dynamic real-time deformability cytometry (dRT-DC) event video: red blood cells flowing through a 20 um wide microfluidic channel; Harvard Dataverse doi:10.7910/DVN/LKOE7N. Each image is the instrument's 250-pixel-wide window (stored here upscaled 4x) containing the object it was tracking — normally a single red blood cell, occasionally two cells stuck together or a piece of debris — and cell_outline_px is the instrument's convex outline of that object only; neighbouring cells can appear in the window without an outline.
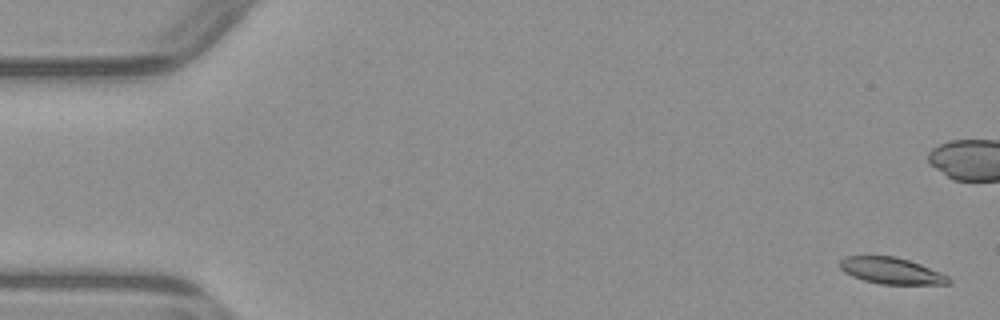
{"species": "common noctule bat (a hibernating species)", "species_latin": "Nyctalus noctula", "temperature_condition": "warm", "stored_images_in_passage": 5, "camera_frame_rate_fps": 3000, "um_per_image_px": 0.085, "animal": {"sex": "male", "body_mass_g": 23.1, "forearm_length_mm": 52.7}, "frame": {"image": 1, "passage_image": 1, "time_ms": 0.0, "image_size_px": [1000, 320], "cell_outline_px": [[952, 280], [948, 284], [880, 284], [864, 280], [852, 276], [844, 272], [840, 268], [840, 260], [844, 256], [896, 256], [920, 264], [940, 272], [948, 276]], "centroid_in_image_um": [75.75, 23.01], "position_along_channel_um": 9.2, "area_um2": 16.7}}